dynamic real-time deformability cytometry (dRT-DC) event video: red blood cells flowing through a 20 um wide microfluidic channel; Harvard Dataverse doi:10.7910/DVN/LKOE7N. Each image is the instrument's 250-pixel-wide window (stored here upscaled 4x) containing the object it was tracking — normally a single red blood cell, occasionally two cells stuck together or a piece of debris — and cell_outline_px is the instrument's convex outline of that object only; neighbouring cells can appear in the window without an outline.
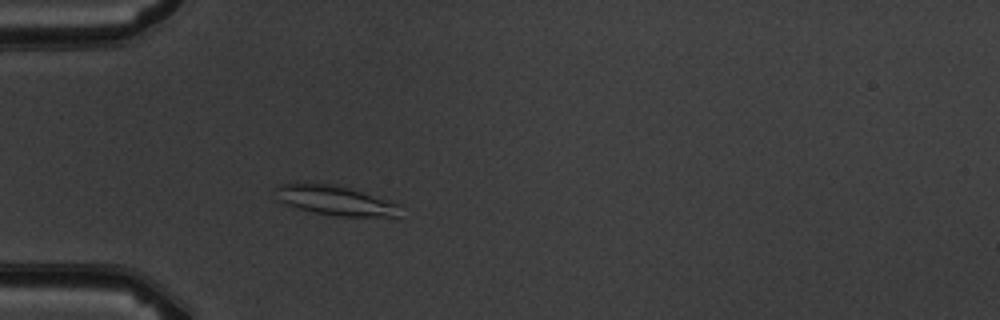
{"species": "common noctule bat (a hibernating species)", "species_latin": "Nyctalus noctula", "temperature_condition": "warm", "stored_images_in_passage": 3, "camera_frame_rate_fps": 3000, "um_per_image_px": 0.085, "animal": {"sex": "male", "body_mass_g": 19.5, "forearm_length_mm": 54.6}, "frame": {"image": 1, "passage_image": 3, "time_ms": 2.333, "image_size_px": [1000, 320], "cell_outline_px": [[404, 204], [396, 216], [340, 216], [316, 212], [300, 208], [288, 204], [280, 200], [276, 188], [280, 184], [304, 180], [308, 180], [332, 184], [348, 188]], "centroid_in_image_um": [28.52, 16.99], "position_along_channel_um": 56.5, "area_um2": 21.56}}